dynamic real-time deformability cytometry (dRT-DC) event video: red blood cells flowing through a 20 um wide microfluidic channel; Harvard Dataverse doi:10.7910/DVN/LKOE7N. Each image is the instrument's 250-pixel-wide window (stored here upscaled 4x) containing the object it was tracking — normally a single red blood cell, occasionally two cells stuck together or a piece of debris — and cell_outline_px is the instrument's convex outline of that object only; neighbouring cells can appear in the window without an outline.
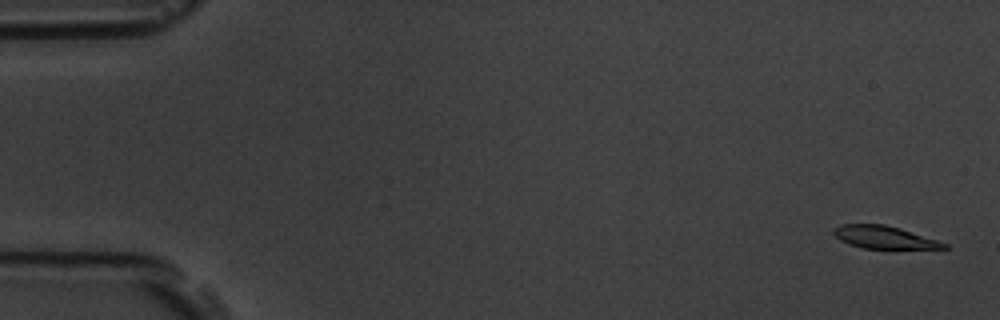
{"species": "common noctule bat (a hibernating species)", "species_latin": "Nyctalus noctula", "temperature_condition": "room temperature", "stored_images_in_passage": 6, "camera_frame_rate_fps": 3000, "um_per_image_px": 0.085, "animal": {"sex": "male", "body_mass_g": 19.5, "forearm_length_mm": 54.6}, "frame": {"image": 1, "passage_image": 1, "time_ms": 0.0, "image_size_px": [1000, 320], "cell_outline_px": [[948, 248], [864, 248], [848, 244], [840, 240], [832, 232], [832, 228], [840, 224], [884, 224], [900, 228], [948, 244]], "centroid_in_image_um": [75.08, 20.15], "position_along_channel_um": 9.9, "area_um2": 14.33}}
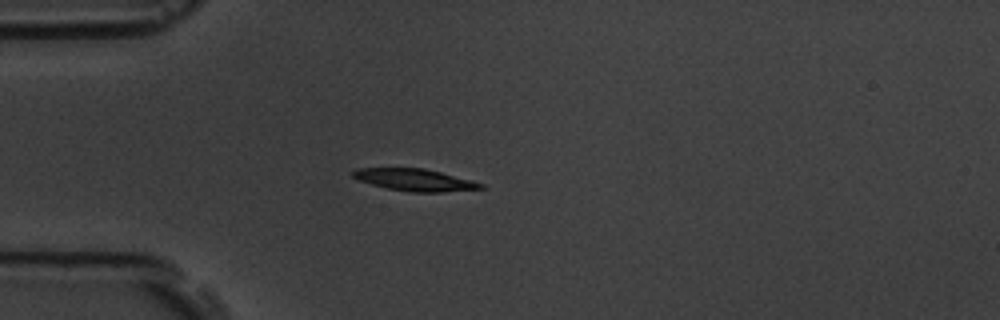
{"frame": {"image": 2, "passage_image": 5, "time_ms": 4.667, "image_size_px": [1000, 320], "cell_outline_px": [[488, 188], [444, 192], [408, 192], [388, 188], [372, 184], [360, 180], [352, 176], [352, 172], [356, 168], [424, 168], [472, 180], [484, 184]], "centroid_in_image_um": [35.31, 15.29], "position_along_channel_um": 49.7, "area_um2": 16.42}}